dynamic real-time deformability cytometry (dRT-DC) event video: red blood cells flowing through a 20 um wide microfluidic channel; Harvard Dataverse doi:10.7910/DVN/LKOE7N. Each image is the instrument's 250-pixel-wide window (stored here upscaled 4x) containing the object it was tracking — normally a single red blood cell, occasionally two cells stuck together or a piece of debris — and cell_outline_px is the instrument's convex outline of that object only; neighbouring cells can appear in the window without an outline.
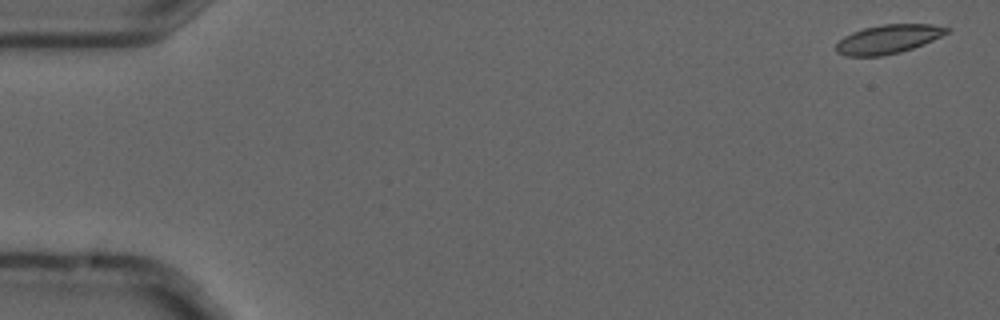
{"species": "common noctule bat (a hibernating species)", "species_latin": "Nyctalus noctula", "temperature_condition": "cold", "stored_images_in_passage": 6, "camera_frame_rate_fps": 3000, "um_per_image_px": 0.085, "animal": {"sex": "male", "forearm_length_mm": 52.5}, "frame": {"image": 1, "passage_image": 1, "time_ms": 0.0, "image_size_px": [1000, 320], "cell_outline_px": [[948, 32], [924, 44], [900, 52], [884, 56], [844, 56], [836, 52], [836, 44], [844, 36], [852, 32], [864, 28], [880, 24], [932, 24], [948, 28]], "centroid_in_image_um": [75.45, 3.33], "position_along_channel_um": 9.6, "area_um2": 18.55}}
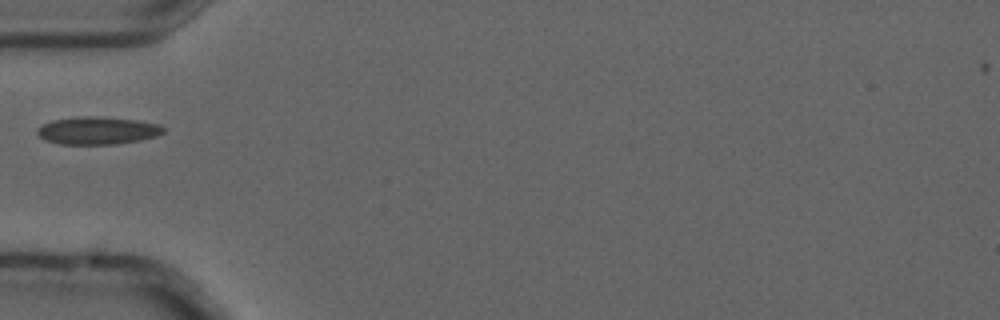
{"frame": {"image": 2, "passage_image": 5, "time_ms": 1.333, "image_size_px": [1000, 320], "cell_outline_px": [[164, 132], [156, 136], [140, 140], [116, 144], [60, 144], [44, 140], [36, 132], [36, 128], [52, 120], [84, 116], [100, 116], [136, 120], [160, 124], [164, 128]], "centroid_in_image_um": [8.28, 11.1], "position_along_channel_um": 76.7, "area_um2": 20.35}}
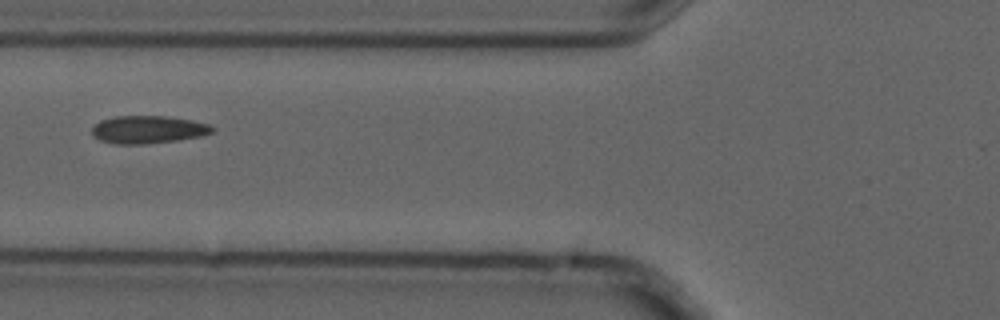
{"frame": {"image": 3, "passage_image": 6, "time_ms": 1.667, "image_size_px": [1000, 320], "cell_outline_px": [[216, 128], [212, 132], [200, 136], [176, 140], [148, 144], [112, 144], [100, 140], [92, 136], [92, 128], [100, 120], [116, 116], [164, 116], [192, 120], [208, 124]], "centroid_in_image_um": [12.56, 11.02], "position_along_channel_um": 113.2, "area_um2": 19.48}}